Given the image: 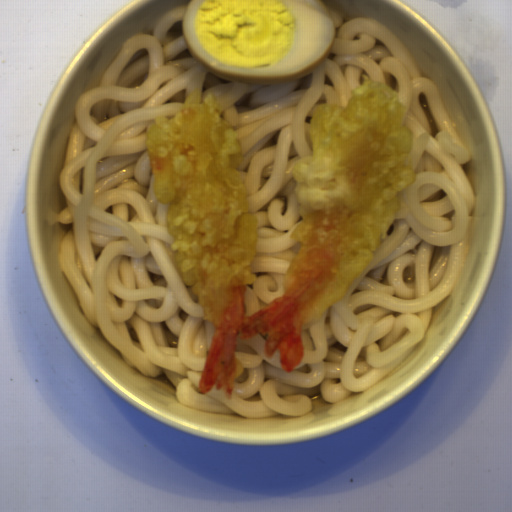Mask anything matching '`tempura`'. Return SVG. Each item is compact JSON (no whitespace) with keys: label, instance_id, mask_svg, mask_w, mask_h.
Returning <instances> with one entry per match:
<instances>
[{"label":"tempura","instance_id":"obj_1","mask_svg":"<svg viewBox=\"0 0 512 512\" xmlns=\"http://www.w3.org/2000/svg\"><path fill=\"white\" fill-rule=\"evenodd\" d=\"M408 108L389 84L367 75L346 108L318 105L309 131L313 155L292 168L301 218L299 243L283 293L252 315L259 221L239 172L241 139L210 92H192L177 114L155 118L144 139L152 190L166 205L172 263L212 336L198 380L200 395L232 399L239 339L263 334L284 372L304 358L301 329L342 301L375 258L403 190L417 181Z\"/></svg>","mask_w":512,"mask_h":512}]
</instances>
